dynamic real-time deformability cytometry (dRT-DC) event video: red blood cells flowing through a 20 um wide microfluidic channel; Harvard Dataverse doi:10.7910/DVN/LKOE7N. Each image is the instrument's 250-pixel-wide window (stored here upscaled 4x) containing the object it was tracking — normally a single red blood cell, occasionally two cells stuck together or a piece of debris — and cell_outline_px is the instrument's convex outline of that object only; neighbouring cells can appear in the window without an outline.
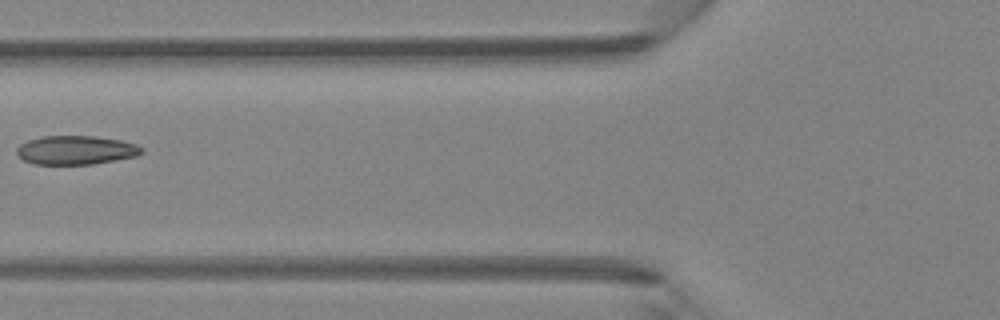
{"species": "Egyptian fruit bat (a non-hibernating species)", "species_latin": "Rousettus aegyptiacus", "temperature_condition": "room temperature", "stored_images_in_passage": 3, "camera_frame_rate_fps": 3000, "um_per_image_px": 0.085, "animal": {"sex": "female"}, "frame": {"image": 1, "passage_image": 3, "time_ms": 0.667, "image_size_px": [1000, 320], "cell_outline_px": [[144, 152], [136, 156], [116, 160], [92, 164], [32, 164], [24, 160], [16, 152], [16, 148], [20, 144], [28, 140], [44, 136], [96, 136], [120, 140], [136, 144], [144, 148]], "centroid_in_image_um": [6.47, 12.76], "position_along_channel_um": 119.3, "area_um2": 21.04}}